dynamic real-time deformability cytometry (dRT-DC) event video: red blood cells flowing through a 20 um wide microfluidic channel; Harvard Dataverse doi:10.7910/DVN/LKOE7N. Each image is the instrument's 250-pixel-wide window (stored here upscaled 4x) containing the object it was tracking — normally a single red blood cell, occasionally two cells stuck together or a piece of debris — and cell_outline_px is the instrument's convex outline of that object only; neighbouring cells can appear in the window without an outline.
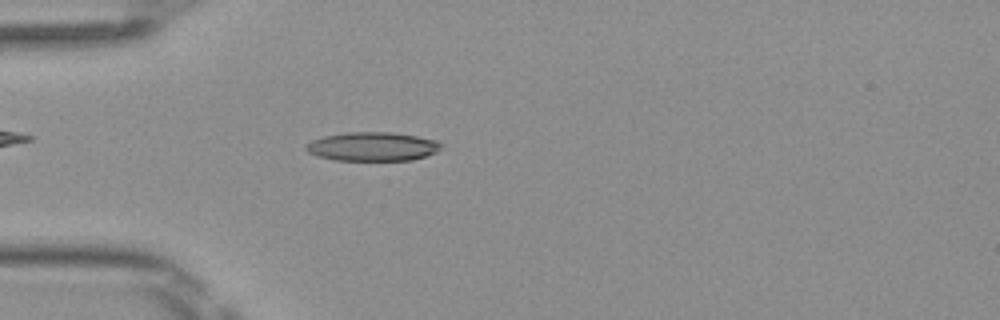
{"species": "Egyptian fruit bat (a non-hibernating species)", "species_latin": "Rousettus aegyptiacus", "temperature_condition": "room temperature", "stored_images_in_passage": 48, "camera_frame_rate_fps": 3000, "um_per_image_px": 0.085, "frame": {"image": 1, "passage_image": 13, "time_ms": 4.0, "image_size_px": [1000, 320], "cell_outline_px": [[444, 148], [436, 152], [412, 160], [336, 160], [316, 156], [308, 152], [304, 148], [304, 144], [312, 140], [324, 136], [344, 132], [392, 132], [440, 140], [444, 144]], "centroid_in_image_um": [31.69, 12.45], "position_along_channel_um": 53.3, "area_um2": 23.06}}
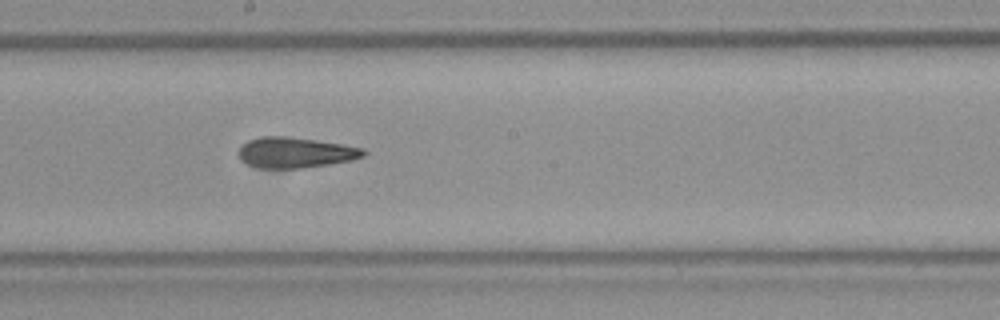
{"frame": {"image": 2, "passage_image": 26, "time_ms": 8.333, "image_size_px": [1000, 320], "cell_outline_px": [[368, 152], [364, 156], [352, 160], [304, 168], [256, 168], [240, 160], [236, 152], [248, 140], [264, 136], [288, 136], [316, 140], [364, 148]], "centroid_in_image_um": [25.09, 12.97], "position_along_channel_um": 223.1, "area_um2": 22.37}}
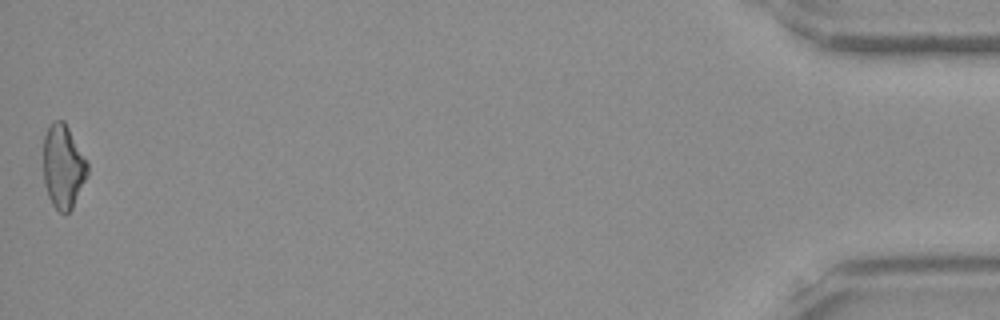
{"frame": {"image": 3, "passage_image": 48, "time_ms": 15.667, "image_size_px": [1000, 320], "cell_outline_px": [[88, 176], [72, 208], [68, 212], [60, 212], [52, 204], [48, 196], [44, 184], [44, 136], [52, 120], [64, 120], [88, 164]], "centroid_in_image_um": [5.37, 14.16], "position_along_channel_um": 429.8, "area_um2": 21.39}, "authors_computed_cell_mechanics": {"area_um2": 21.7906, "velocity_mm_per_s": 4.1092, "shape_relaxation_time_tau1_ms": null, "shape_relaxation_time_tau2_ms": 5.0858, "deformation_change_tau1": null, "deformation_change_tau2": 0.1482}}